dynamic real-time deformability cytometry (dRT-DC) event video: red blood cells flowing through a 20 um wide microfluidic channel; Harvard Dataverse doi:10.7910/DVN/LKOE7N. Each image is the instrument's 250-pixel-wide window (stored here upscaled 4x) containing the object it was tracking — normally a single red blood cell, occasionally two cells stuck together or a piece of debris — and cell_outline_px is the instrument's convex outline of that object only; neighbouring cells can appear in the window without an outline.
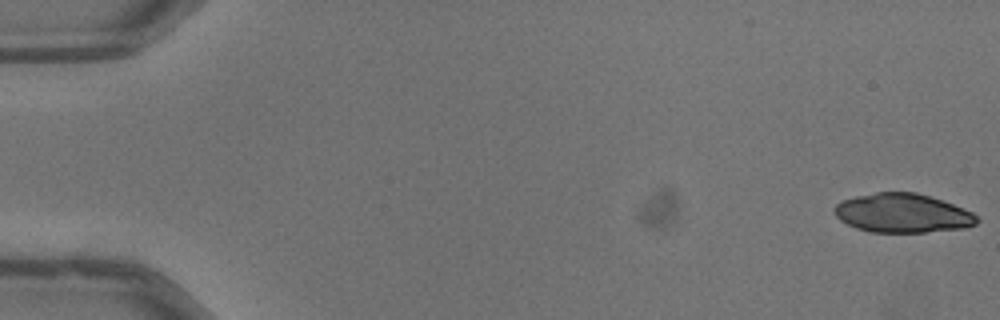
{"species": "common noctule bat (a hibernating species)", "species_latin": "Nyctalus noctula", "temperature_condition": "warm", "stored_images_in_passage": 52, "camera_frame_rate_fps": 3000, "um_per_image_px": 0.085, "animal": {"sex": "male", "body_mass_g": 13.3}, "frame": {"image": 1, "passage_image": 1, "time_ms": 0.0, "image_size_px": [1000, 320], "cell_outline_px": [[980, 220], [976, 224], [964, 228], [924, 232], [868, 232], [856, 228], [840, 220], [836, 216], [832, 208], [836, 204], [844, 200], [856, 196], [876, 192], [916, 192], [964, 208], [972, 212]], "centroid_in_image_um": [76.7, 18.12], "position_along_channel_um": 8.3, "area_um2": 32.31}}